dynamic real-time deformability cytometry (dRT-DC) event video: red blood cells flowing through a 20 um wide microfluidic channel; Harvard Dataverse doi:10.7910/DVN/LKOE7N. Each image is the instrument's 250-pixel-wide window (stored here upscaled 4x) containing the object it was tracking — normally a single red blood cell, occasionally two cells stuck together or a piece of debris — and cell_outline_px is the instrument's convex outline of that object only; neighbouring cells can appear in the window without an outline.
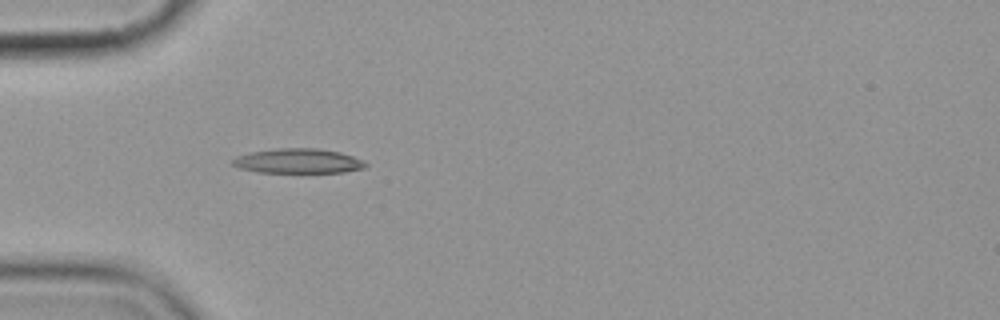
{"species": "common noctule bat (a hibernating species)", "species_latin": "Nyctalus noctula", "temperature_condition": "cold", "stored_images_in_passage": 2, "camera_frame_rate_fps": 3000, "um_per_image_px": 0.085, "animal": {"sex": "female", "body_mass_g": 19.9}, "frame": {"image": 1, "passage_image": 1, "time_ms": 0.0, "image_size_px": [1000, 320], "cell_outline_px": [[368, 164], [364, 168], [344, 172], [256, 172], [240, 168], [232, 164], [232, 160], [236, 156], [252, 152], [280, 148], [316, 148], [340, 152], [364, 160]], "centroid_in_image_um": [25.36, 13.68], "position_along_channel_um": 59.6, "area_um2": 19.02}}
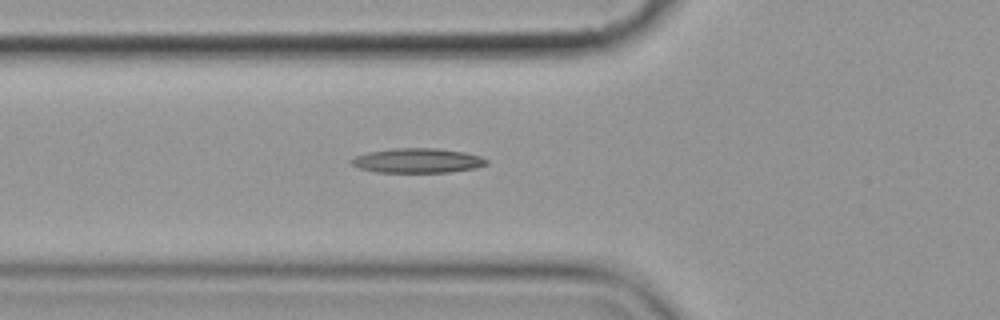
{"frame": {"image": 2, "passage_image": 2, "time_ms": 1.0, "image_size_px": [1000, 320], "cell_outline_px": [[488, 164], [476, 168], [448, 172], [376, 172], [360, 168], [352, 164], [348, 160], [356, 156], [368, 152], [396, 148], [436, 148], [464, 152], [480, 156], [488, 160]], "centroid_in_image_um": [35.5, 13.65], "position_along_channel_um": 90.3, "area_um2": 19.31}}